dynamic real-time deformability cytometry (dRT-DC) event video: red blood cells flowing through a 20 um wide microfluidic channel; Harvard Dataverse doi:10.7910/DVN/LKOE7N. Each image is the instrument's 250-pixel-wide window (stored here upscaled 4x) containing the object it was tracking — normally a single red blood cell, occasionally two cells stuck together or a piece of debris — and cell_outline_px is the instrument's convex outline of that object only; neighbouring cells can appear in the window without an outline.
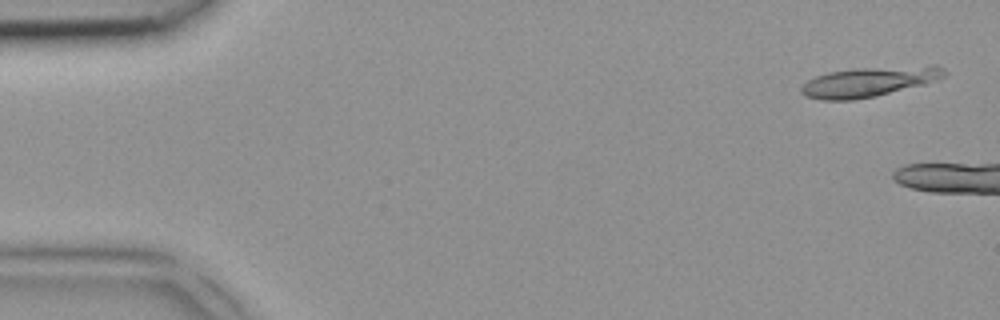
{"species": "common noctule bat (a hibernating species)", "species_latin": "Nyctalus noctula", "temperature_condition": "room temperature", "stored_images_in_passage": 3, "camera_frame_rate_fps": 3000, "um_per_image_px": 0.085, "animal": {"sex": "female", "body_mass_g": 18.4}, "frame": {"image": 1, "passage_image": 1, "time_ms": 0.0, "image_size_px": [1000, 320], "cell_outline_px": [[944, 76], [924, 84], [876, 96], [852, 100], [820, 100], [804, 96], [800, 92], [800, 88], [808, 80], [816, 76], [828, 72], [856, 68], [932, 64], [936, 64], [944, 68]], "centroid_in_image_um": [73.86, 6.93], "position_along_channel_um": 11.1, "area_um2": 25.09}}